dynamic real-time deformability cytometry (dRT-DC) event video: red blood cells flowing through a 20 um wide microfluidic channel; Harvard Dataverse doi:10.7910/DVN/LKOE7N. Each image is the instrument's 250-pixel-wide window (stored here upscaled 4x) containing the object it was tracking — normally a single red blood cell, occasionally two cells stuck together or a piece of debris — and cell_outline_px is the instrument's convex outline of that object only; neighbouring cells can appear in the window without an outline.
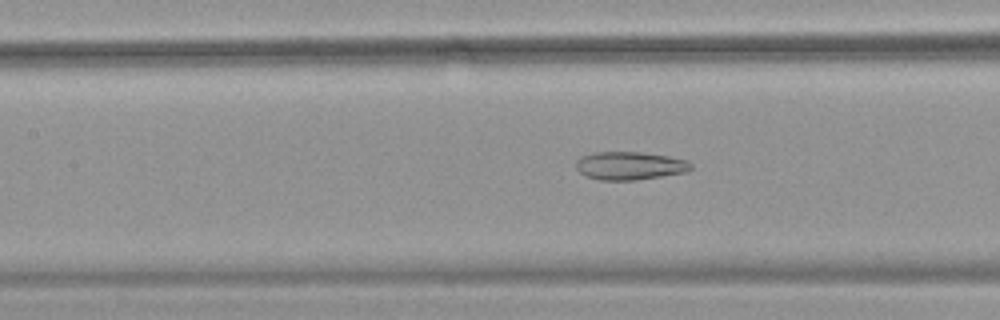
{"species": "common noctule bat (a hibernating species)", "species_latin": "Nyctalus noctula", "temperature_condition": "warm", "stored_images_in_passage": 54, "camera_frame_rate_fps": 3000, "um_per_image_px": 0.085, "animal": {"sex": "female", "body_mass_g": 18.4}, "frame": {"image": 1, "passage_image": 25, "time_ms": 8.0, "image_size_px": [1000, 320], "cell_outline_px": [[692, 168], [688, 172], [632, 180], [600, 180], [584, 176], [576, 168], [576, 160], [580, 156], [592, 152], [640, 152], [668, 156], [688, 160], [692, 164]], "centroid_in_image_um": [53.51, 14.08], "position_along_channel_um": 153.9, "area_um2": 18.96}}
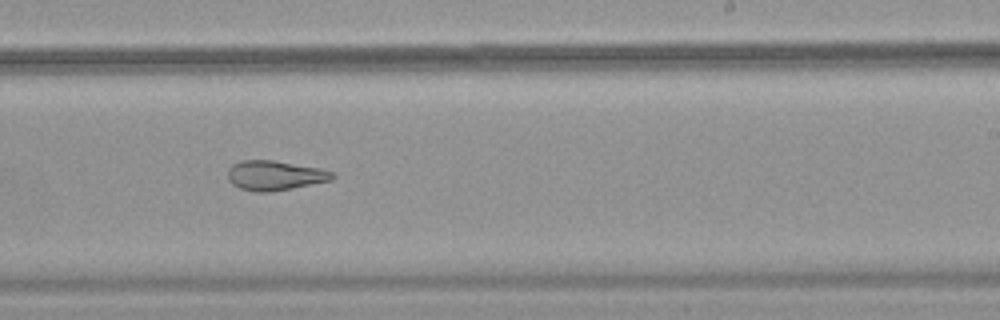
{"frame": {"image": 2, "passage_image": 34, "time_ms": 11.0, "image_size_px": [1000, 320], "cell_outline_px": [[336, 176], [332, 180], [292, 188], [268, 192], [256, 192], [240, 188], [232, 184], [228, 180], [228, 168], [232, 164], [240, 160], [272, 160], [320, 168], [332, 172]], "centroid_in_image_um": [23.34, 14.91], "position_along_channel_um": 265.7, "area_um2": 18.09}}
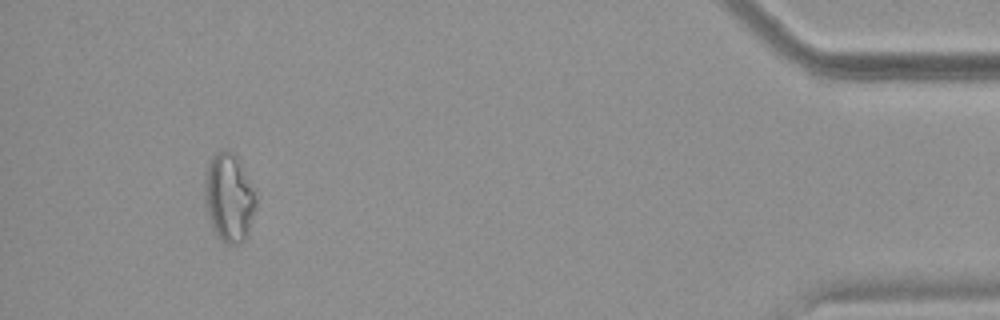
{"frame": {"image": 3, "passage_image": 51, "time_ms": 16.667, "image_size_px": [1000, 320], "cell_outline_px": [[256, 208], [248, 232], [244, 240], [240, 244], [224, 244], [212, 228], [204, 204], [204, 176], [208, 160], [216, 152], [232, 152], [240, 160], [256, 188]], "centroid_in_image_um": [19.47, 16.79], "position_along_channel_um": 415.7, "area_um2": 27.11}, "authors_computed_cell_mechanics": {"area_um2": 23.2067, "velocity_mm_per_s": 3.7464, "shape_relaxation_time_tau1_ms": null, "shape_relaxation_time_tau2_ms": 2.8914, "deformation_change_tau1": null, "deformation_change_tau2": 0.1088}}